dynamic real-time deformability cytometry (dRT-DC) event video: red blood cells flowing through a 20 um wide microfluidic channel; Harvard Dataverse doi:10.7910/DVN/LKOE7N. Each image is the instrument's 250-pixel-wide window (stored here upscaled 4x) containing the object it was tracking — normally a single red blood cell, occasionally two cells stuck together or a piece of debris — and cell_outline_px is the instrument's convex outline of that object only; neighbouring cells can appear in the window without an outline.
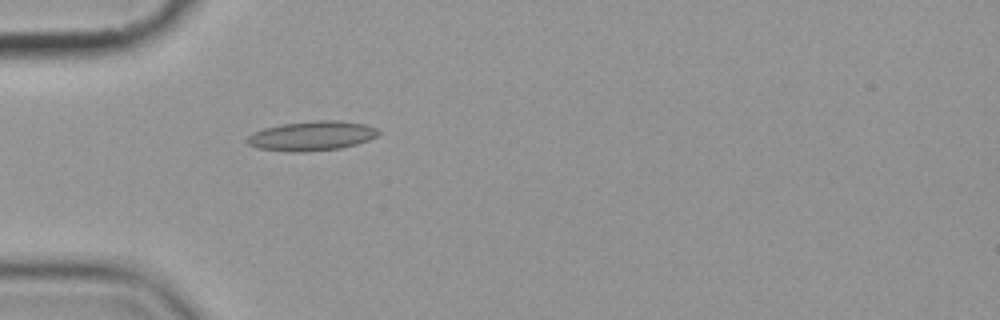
{"species": "common noctule bat (a hibernating species)", "species_latin": "Nyctalus noctula", "temperature_condition": "cold", "stored_images_in_passage": 5, "camera_frame_rate_fps": 3000, "um_per_image_px": 0.085, "animal": {"sex": "female", "body_mass_g": 19.9}, "frame": {"image": 1, "passage_image": 5, "time_ms": 4.667, "image_size_px": [1000, 320], "cell_outline_px": [[380, 136], [356, 144], [340, 148], [304, 152], [284, 152], [256, 148], [248, 144], [244, 140], [252, 132], [264, 128], [280, 124], [316, 120], [336, 120], [364, 124], [376, 128], [380, 132]], "centroid_in_image_um": [26.46, 11.55], "position_along_channel_um": 58.5, "area_um2": 22.89}}